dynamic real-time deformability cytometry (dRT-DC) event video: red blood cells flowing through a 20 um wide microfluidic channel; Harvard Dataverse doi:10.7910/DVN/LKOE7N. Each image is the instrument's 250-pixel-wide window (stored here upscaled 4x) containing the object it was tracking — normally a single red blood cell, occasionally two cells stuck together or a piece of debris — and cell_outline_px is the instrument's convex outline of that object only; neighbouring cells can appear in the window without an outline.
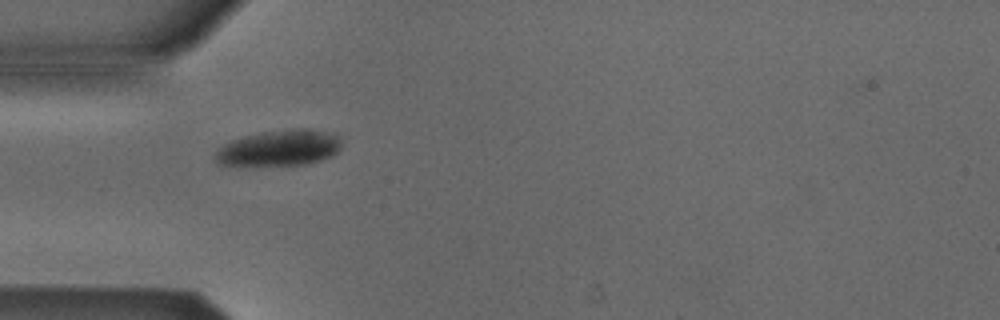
{"species": "Egyptian fruit bat (a non-hibernating species)", "species_latin": "Rousettus aegyptiacus", "temperature_condition": "cold", "stored_images_in_passage": 5, "camera_frame_rate_fps": 3000, "um_per_image_px": 0.085, "animal": {"sex": "male"}, "frame": {"image": 1, "passage_image": 1, "time_ms": 0.0, "image_size_px": [1000, 320], "cell_outline_px": [[340, 148], [332, 156], [320, 160], [300, 164], [216, 164], [216, 152], [224, 144], [232, 140], [264, 132], [300, 128], [336, 132], [340, 136]], "centroid_in_image_um": [23.82, 12.55], "position_along_channel_um": 61.2, "area_um2": 25.72}}
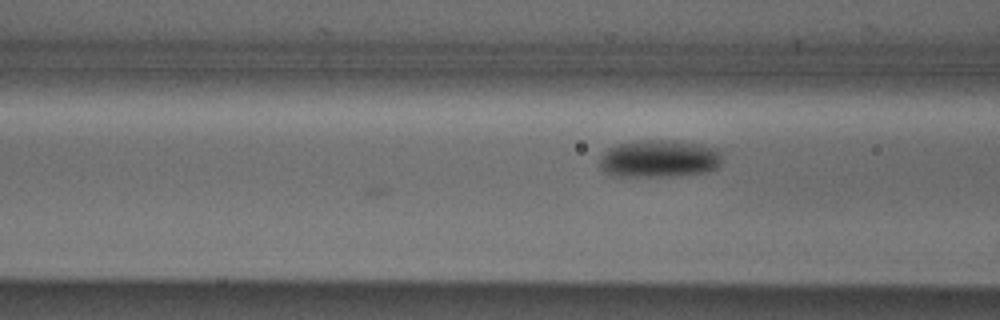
{"frame": {"image": 2, "passage_image": 5, "time_ms": 1.333, "image_size_px": [1000, 320], "cell_outline_px": [[724, 160], [716, 168], [708, 172], [680, 176], [616, 176], [604, 172], [600, 168], [600, 160], [604, 152], [608, 148], [616, 144], [640, 140], [672, 140], [704, 144], [716, 148], [720, 152]], "centroid_in_image_um": [56.08, 13.48], "position_along_channel_um": 110.5, "area_um2": 27.28}}